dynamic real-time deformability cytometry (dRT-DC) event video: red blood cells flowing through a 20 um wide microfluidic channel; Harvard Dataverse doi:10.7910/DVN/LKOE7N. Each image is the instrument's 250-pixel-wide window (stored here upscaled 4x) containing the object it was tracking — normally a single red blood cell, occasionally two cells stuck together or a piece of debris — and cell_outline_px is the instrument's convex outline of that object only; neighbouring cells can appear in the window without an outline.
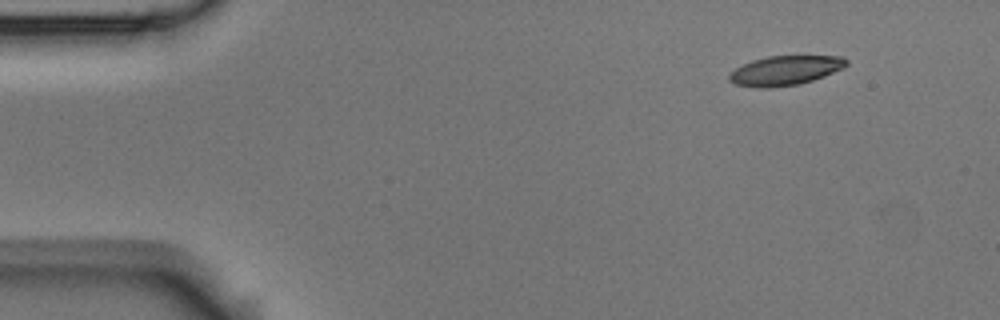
{"species": "Egyptian fruit bat (a non-hibernating species)", "species_latin": "Rousettus aegyptiacus", "temperature_condition": "room temperature", "stored_images_in_passage": 4, "camera_frame_rate_fps": 3000, "um_per_image_px": 0.085, "animal": {"sex": "male"}, "frame": {"image": 1, "passage_image": 1, "time_ms": 0.0, "image_size_px": [1000, 320], "cell_outline_px": [[848, 64], [844, 68], [824, 76], [800, 84], [768, 88], [756, 88], [736, 84], [728, 80], [728, 76], [736, 68], [752, 60], [768, 56], [844, 56], [848, 60]], "centroid_in_image_um": [66.76, 5.99], "position_along_channel_um": 18.2, "area_um2": 20.17}}
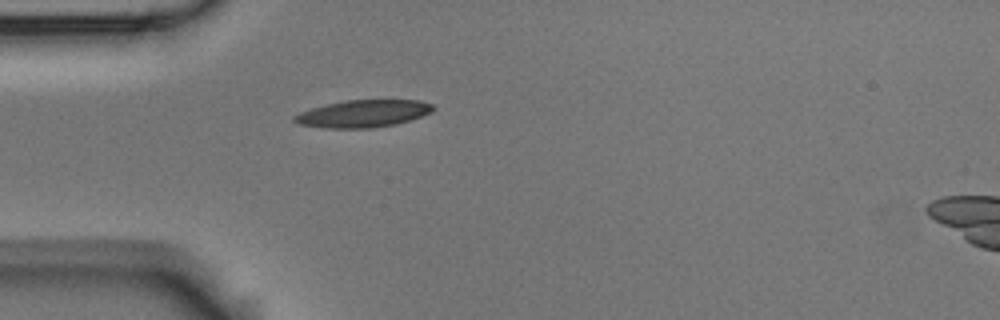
{"frame": {"image": 2, "passage_image": 4, "time_ms": 1.0, "image_size_px": [1000, 320], "cell_outline_px": [[436, 108], [432, 112], [396, 124], [372, 128], [328, 128], [300, 124], [292, 120], [292, 116], [300, 112], [312, 108], [344, 100], [420, 100], [432, 104]], "centroid_in_image_um": [30.87, 9.65], "position_along_channel_um": 54.1, "area_um2": 21.96}}